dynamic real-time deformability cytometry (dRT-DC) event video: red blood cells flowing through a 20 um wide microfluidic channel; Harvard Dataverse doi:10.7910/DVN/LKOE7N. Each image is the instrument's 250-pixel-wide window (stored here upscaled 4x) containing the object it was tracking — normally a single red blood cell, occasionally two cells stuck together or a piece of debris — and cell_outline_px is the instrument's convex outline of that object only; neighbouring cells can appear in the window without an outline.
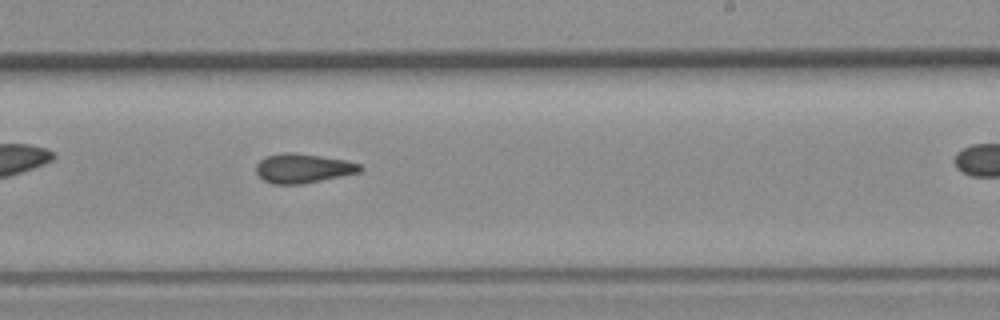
{"species": "common noctule bat (a hibernating species)", "species_latin": "Nyctalus noctula", "temperature_condition": "room temperature", "stored_images_in_passage": 32, "camera_frame_rate_fps": 3000, "um_per_image_px": 0.085, "animal": {"sex": "female", "body_mass_g": 19.3, "forearm_length_mm": 54.1}, "frame": {"image": 1, "passage_image": 23, "time_ms": 7.333, "image_size_px": [1000, 320], "cell_outline_px": [[364, 168], [360, 172], [304, 184], [272, 184], [264, 180], [256, 172], [256, 164], [260, 160], [268, 156], [284, 152], [292, 152], [320, 156], [344, 160], [360, 164]], "centroid_in_image_um": [25.75, 14.31], "position_along_channel_um": 263.2, "area_um2": 17.69}}